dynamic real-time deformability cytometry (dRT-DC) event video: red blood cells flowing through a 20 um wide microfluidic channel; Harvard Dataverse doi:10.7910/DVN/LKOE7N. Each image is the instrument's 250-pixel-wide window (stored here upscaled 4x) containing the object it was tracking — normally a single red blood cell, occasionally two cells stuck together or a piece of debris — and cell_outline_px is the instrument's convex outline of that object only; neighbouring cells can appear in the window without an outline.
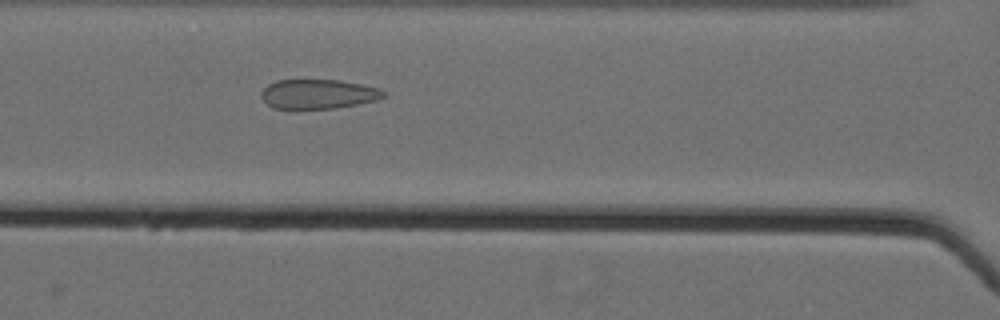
{"species": "Egyptian fruit bat (a non-hibernating species)", "species_latin": "Rousettus aegyptiacus", "temperature_condition": "cold", "stored_images_in_passage": 35, "camera_frame_rate_fps": 3000, "um_per_image_px": 0.085, "animal": {"sex": "female"}, "frame": {"image": 1, "passage_image": 11, "time_ms": 3.333, "image_size_px": [1000, 320], "cell_outline_px": [[384, 96], [376, 100], [336, 108], [272, 108], [260, 96], [260, 92], [268, 84], [276, 80], [340, 80], [364, 84], [380, 88], [384, 92]], "centroid_in_image_um": [27.04, 7.98], "position_along_channel_um": 139.6, "area_um2": 20.92}}
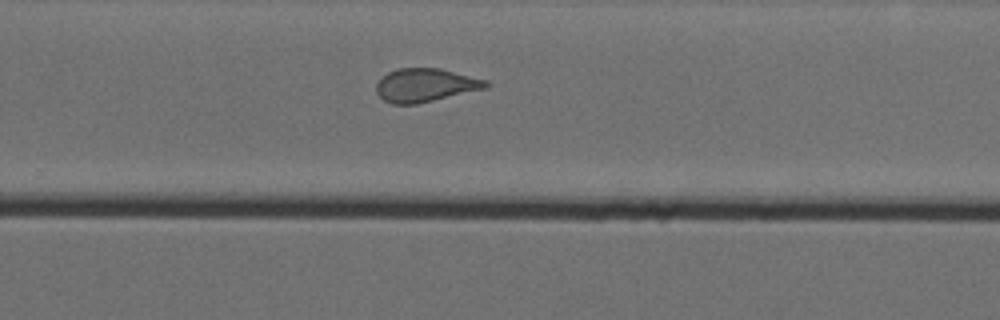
{"frame": {"image": 2, "passage_image": 24, "time_ms": 7.667, "image_size_px": [1000, 320], "cell_outline_px": [[492, 84], [488, 88], [416, 104], [392, 104], [384, 100], [376, 92], [376, 84], [388, 72], [396, 68], [440, 68], [488, 80]], "centroid_in_image_um": [36.2, 7.23], "position_along_channel_um": 293.6, "area_um2": 21.44}}
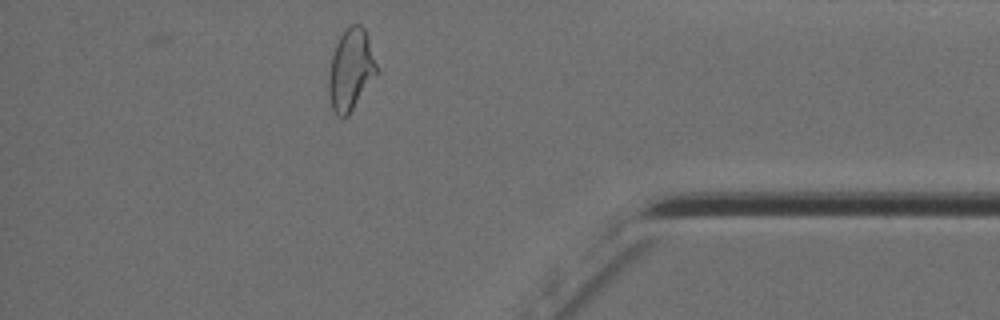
{"frame": {"image": 3, "passage_image": 35, "time_ms": 11.333, "image_size_px": [1000, 320], "cell_outline_px": [[376, 72], [348, 116], [336, 116], [332, 108], [328, 96], [328, 76], [332, 56], [336, 44], [340, 36], [352, 24], [360, 24], [364, 28], [376, 64]], "centroid_in_image_um": [29.76, 5.94], "position_along_channel_um": 405.4, "area_um2": 22.02}, "authors_computed_cell_mechanics": {"area_um2": 21.3282, "velocity_mm_per_s": 3.5747, "shape_relaxation_time_tau1_ms": null, "shape_relaxation_time_tau2_ms": 1.1208, "deformation_change_tau1": null, "deformation_change_tau2": 0.0783}}